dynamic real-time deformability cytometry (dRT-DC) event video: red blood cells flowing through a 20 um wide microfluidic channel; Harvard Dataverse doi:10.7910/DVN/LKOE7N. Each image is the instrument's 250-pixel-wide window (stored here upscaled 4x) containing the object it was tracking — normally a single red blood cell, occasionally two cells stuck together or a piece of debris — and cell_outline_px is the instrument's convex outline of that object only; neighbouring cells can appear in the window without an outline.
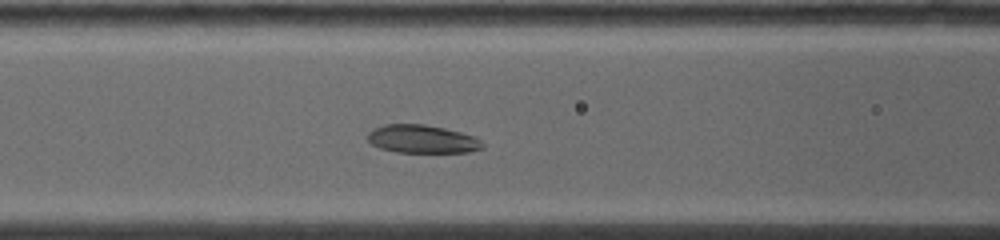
{"species": "common noctule bat (a hibernating species)", "species_latin": "Nyctalus noctula", "temperature_condition": "warm", "stored_images_in_passage": 25, "camera_frame_rate_fps": 5000, "um_per_image_px": 0.085, "animal": {"sex": "female", "body_mass_g": 19.0, "forearm_length_mm": 53.3}, "frame": {"image": 1, "passage_image": 8, "time_ms": 4.0, "image_size_px": [1000, 240], "cell_outline_px": [[484, 148], [468, 152], [396, 152], [380, 148], [372, 144], [368, 140], [368, 132], [372, 128], [384, 124], [424, 124], [444, 128], [460, 132], [472, 136], [480, 140], [484, 144]], "centroid_in_image_um": [35.86, 11.82], "position_along_channel_um": 130.7, "area_um2": 18.84}}
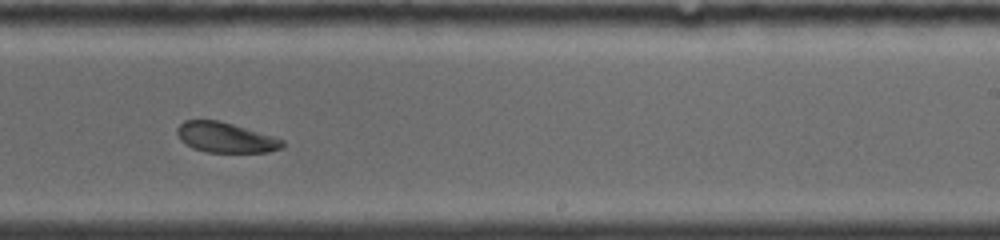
{"frame": {"image": 2, "passage_image": 16, "time_ms": 7.6, "image_size_px": [1000, 240], "cell_outline_px": [[284, 148], [268, 152], [208, 152], [192, 148], [180, 140], [176, 132], [176, 128], [184, 120], [220, 120], [272, 136], [284, 140]], "centroid_in_image_um": [19.16, 11.69], "position_along_channel_um": 269.8, "area_um2": 18.55}}
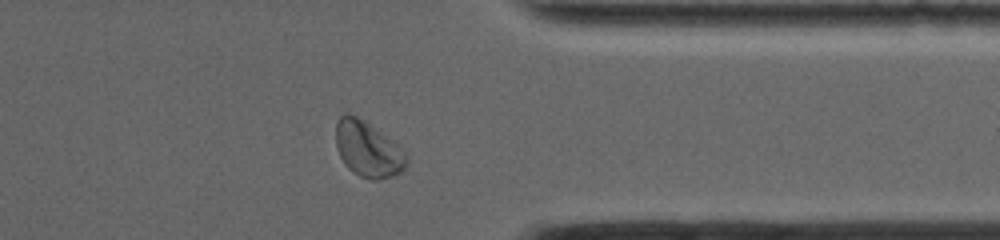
{"frame": {"image": 3, "passage_image": 22, "time_ms": 10.6, "image_size_px": [1000, 240], "cell_outline_px": [[408, 164], [400, 172], [392, 176], [376, 180], [372, 180], [360, 176], [352, 172], [344, 164], [336, 148], [336, 124], [340, 116], [344, 112], [348, 112], [356, 116], [392, 140], [408, 156]], "centroid_in_image_um": [31.25, 12.7], "position_along_channel_um": 380.2, "area_um2": 22.77}, "authors_computed_cell_mechanics": {"area_um2": 19.3052, "velocity_mm_per_s": 3.8727, "shape_relaxation_time_tau1_ms": null, "shape_relaxation_time_tau2_ms": 3.664, "deformation_change_tau1": null, "deformation_change_tau2": 0.0999}}